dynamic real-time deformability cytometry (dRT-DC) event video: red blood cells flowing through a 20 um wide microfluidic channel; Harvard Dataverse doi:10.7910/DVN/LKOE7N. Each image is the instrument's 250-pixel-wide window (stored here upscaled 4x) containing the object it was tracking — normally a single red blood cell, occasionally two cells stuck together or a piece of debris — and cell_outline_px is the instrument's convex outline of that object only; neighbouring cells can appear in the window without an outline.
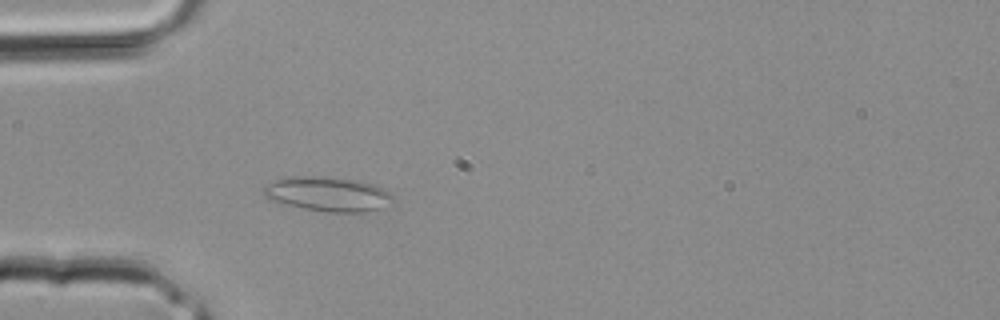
{"species": "common noctule bat (a hibernating species)", "species_latin": "Nyctalus noctula", "temperature_condition": "room temperature", "stored_images_in_passage": 3, "camera_frame_rate_fps": 3000, "um_per_image_px": 0.085, "animal": {"sex": "male", "body_mass_g": 20.4}, "frame": {"image": 1, "passage_image": 3, "time_ms": 0.667, "image_size_px": [1000, 320], "cell_outline_px": [[392, 200], [380, 208], [364, 212], [328, 212], [304, 208], [284, 204], [272, 200], [264, 196], [264, 184], [288, 176], [312, 176], [360, 180], [384, 188], [392, 196]], "centroid_in_image_um": [27.83, 16.48], "position_along_channel_um": 57.2, "area_um2": 25.78}}